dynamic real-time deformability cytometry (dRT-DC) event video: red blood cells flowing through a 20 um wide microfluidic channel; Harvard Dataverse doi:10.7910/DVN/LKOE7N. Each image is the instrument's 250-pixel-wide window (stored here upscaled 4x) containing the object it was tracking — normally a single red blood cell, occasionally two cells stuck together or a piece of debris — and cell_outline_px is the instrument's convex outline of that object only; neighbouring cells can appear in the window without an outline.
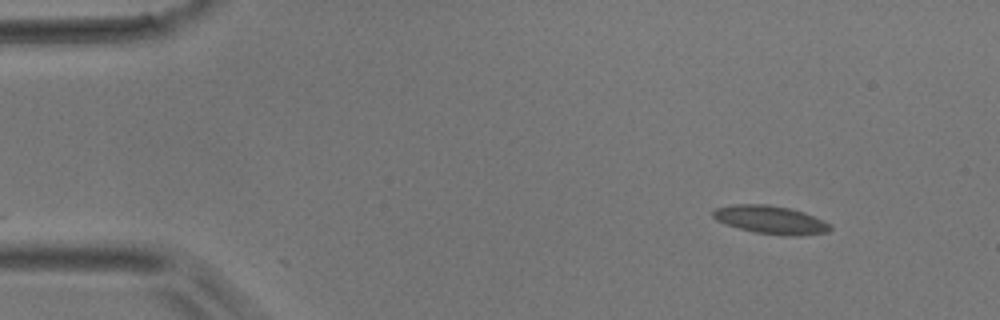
{"species": "common noctule bat (a hibernating species)", "species_latin": "Nyctalus noctula", "temperature_condition": "room temperature", "stored_images_in_passage": 47, "camera_frame_rate_fps": 3000, "um_per_image_px": 0.085, "animal": {"sex": "male", "body_mass_g": 17.9}, "frame": {"image": 1, "passage_image": 1, "time_ms": 0.0, "image_size_px": [1000, 320], "cell_outline_px": [[832, 228], [828, 232], [800, 236], [784, 236], [756, 232], [740, 228], [716, 220], [712, 216], [712, 212], [716, 208], [736, 204], [768, 204], [788, 208], [804, 212], [824, 220], [832, 224]], "centroid_in_image_um": [65.56, 18.69], "position_along_channel_um": 19.4, "area_um2": 19.25}}
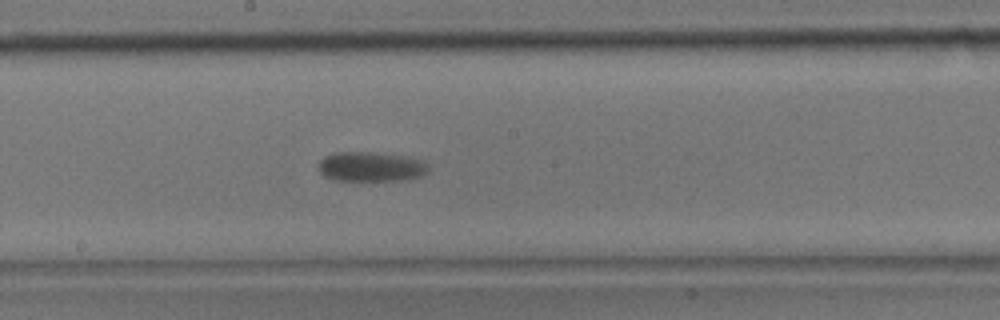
{"frame": {"image": 2, "passage_image": 23, "time_ms": 7.333, "image_size_px": [1000, 320], "cell_outline_px": [[428, 172], [420, 176], [408, 180], [336, 180], [324, 176], [320, 172], [320, 160], [324, 156], [336, 152], [364, 152], [400, 156], [424, 160], [428, 164]], "centroid_in_image_um": [31.55, 14.18], "position_along_channel_um": 216.7, "area_um2": 18.79}}
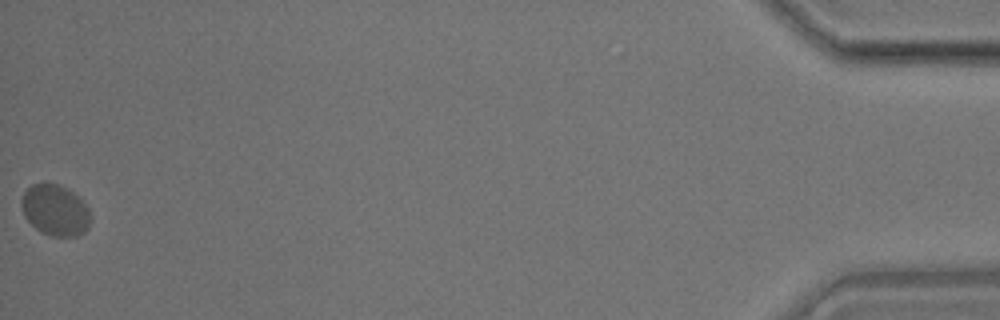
{"frame": {"image": 3, "passage_image": 47, "time_ms": 15.333, "image_size_px": [1000, 320], "cell_outline_px": [[88, 228], [84, 232], [76, 236], [52, 236], [40, 232], [24, 216], [20, 204], [20, 200], [24, 192], [32, 184], [56, 184], [68, 188], [88, 208]], "centroid_in_image_um": [4.64, 17.87], "position_along_channel_um": 430.6, "area_um2": 20.17}}